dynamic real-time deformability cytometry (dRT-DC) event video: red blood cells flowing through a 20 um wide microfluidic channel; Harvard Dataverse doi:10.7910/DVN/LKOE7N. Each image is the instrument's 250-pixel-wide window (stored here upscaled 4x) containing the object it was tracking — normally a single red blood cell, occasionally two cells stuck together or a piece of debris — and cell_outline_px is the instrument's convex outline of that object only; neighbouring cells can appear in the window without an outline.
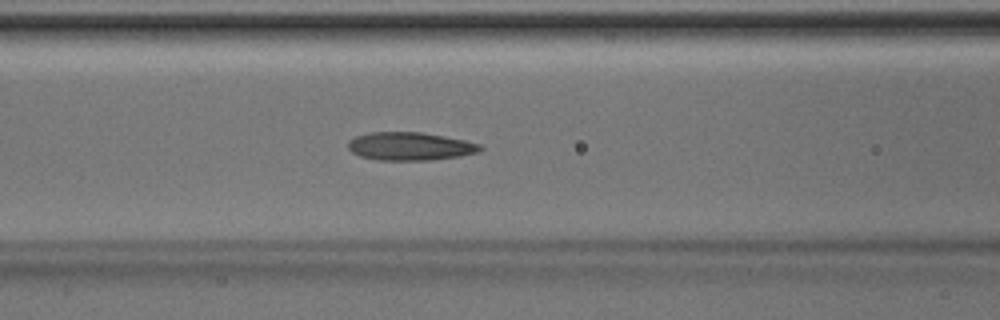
{"species": "Egyptian fruit bat (a non-hibernating species)", "species_latin": "Rousettus aegyptiacus", "temperature_condition": "room temperature", "stored_images_in_passage": 49, "camera_frame_rate_fps": 3000, "um_per_image_px": 0.085, "animal": {"sex": "male"}, "frame": {"image": 1, "passage_image": 20, "time_ms": 6.333, "image_size_px": [1000, 320], "cell_outline_px": [[484, 148], [476, 152], [460, 156], [428, 160], [376, 160], [360, 156], [352, 152], [348, 148], [348, 140], [356, 136], [368, 132], [420, 132], [444, 136], [464, 140], [480, 144]], "centroid_in_image_um": [34.82, 12.43], "position_along_channel_um": 131.8, "area_um2": 21.62}}
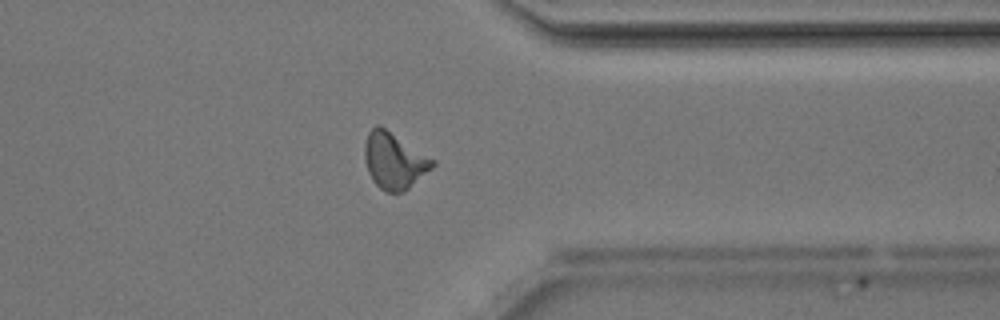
{"frame": {"image": 2, "passage_image": 38, "time_ms": 12.333, "image_size_px": [1000, 320], "cell_outline_px": [[436, 164], [432, 168], [404, 192], [384, 192], [372, 180], [368, 172], [364, 156], [364, 144], [368, 132], [376, 124], [380, 124], [436, 160]], "centroid_in_image_um": [33.5, 13.64], "position_along_channel_um": 377.9, "area_um2": 22.48}}
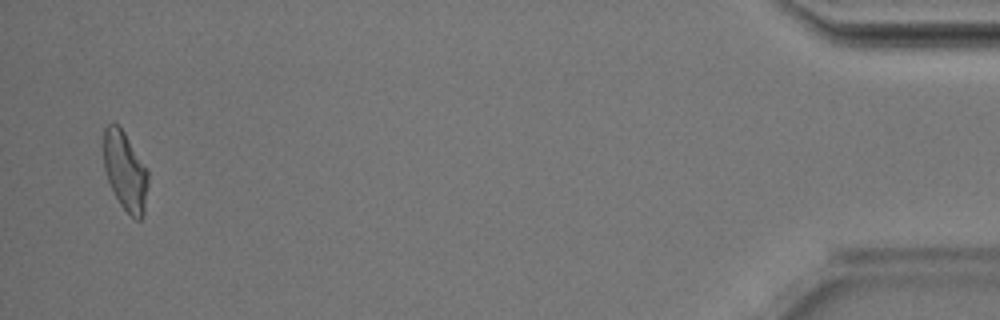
{"frame": {"image": 3, "passage_image": 47, "time_ms": 15.333, "image_size_px": [1000, 320], "cell_outline_px": [[148, 184], [144, 216], [140, 220], [136, 220], [120, 204], [108, 180], [104, 168], [104, 128], [108, 124], [116, 124], [124, 132], [148, 168]], "centroid_in_image_um": [10.67, 14.56], "position_along_channel_um": 424.5, "area_um2": 20.4}, "authors_computed_cell_mechanics": {"area_um2": 21.386, "velocity_mm_per_s": 4.1892, "shape_relaxation_time_tau1_ms": 10.4024, "shape_relaxation_time_tau2_ms": 2.5076, "deformation_change_tau1": 0.2553, "deformation_change_tau2": 0.1168}}